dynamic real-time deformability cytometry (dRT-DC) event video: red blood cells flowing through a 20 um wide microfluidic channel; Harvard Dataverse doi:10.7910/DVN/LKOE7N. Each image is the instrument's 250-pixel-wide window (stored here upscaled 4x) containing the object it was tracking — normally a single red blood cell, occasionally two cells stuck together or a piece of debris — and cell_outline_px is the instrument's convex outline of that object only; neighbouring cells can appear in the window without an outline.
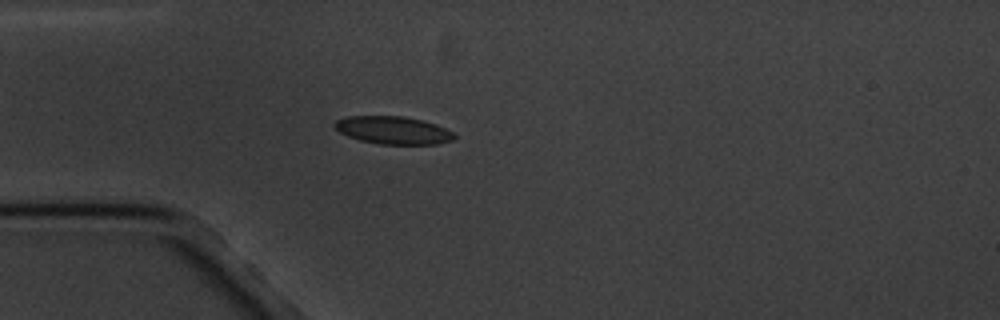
{"species": "common noctule bat (a hibernating species)", "species_latin": "Nyctalus noctula", "temperature_condition": "cold", "stored_images_in_passage": 3, "camera_frame_rate_fps": 3000, "um_per_image_px": 0.085, "animal": {"sex": "male", "body_mass_g": 20.1, "forearm_length_mm": 53.5}, "frame": {"image": 1, "passage_image": 3, "time_ms": 2.333, "image_size_px": [1000, 320], "cell_outline_px": [[456, 136], [452, 140], [436, 144], [380, 144], [360, 140], [348, 136], [340, 132], [332, 124], [336, 120], [348, 116], [404, 116], [436, 124], [452, 132]], "centroid_in_image_um": [33.39, 11.06], "position_along_channel_um": 51.6, "area_um2": 19.19}}